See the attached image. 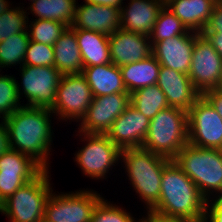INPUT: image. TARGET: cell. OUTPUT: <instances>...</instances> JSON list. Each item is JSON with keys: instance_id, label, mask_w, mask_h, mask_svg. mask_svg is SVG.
I'll list each match as a JSON object with an SVG mask.
<instances>
[{"instance_id": "obj_38", "label": "cell", "mask_w": 222, "mask_h": 222, "mask_svg": "<svg viewBox=\"0 0 222 222\" xmlns=\"http://www.w3.org/2000/svg\"><path fill=\"white\" fill-rule=\"evenodd\" d=\"M202 96L210 103L222 118V92L217 89L205 91Z\"/></svg>"}, {"instance_id": "obj_39", "label": "cell", "mask_w": 222, "mask_h": 222, "mask_svg": "<svg viewBox=\"0 0 222 222\" xmlns=\"http://www.w3.org/2000/svg\"><path fill=\"white\" fill-rule=\"evenodd\" d=\"M222 58V33H202Z\"/></svg>"}, {"instance_id": "obj_12", "label": "cell", "mask_w": 222, "mask_h": 222, "mask_svg": "<svg viewBox=\"0 0 222 222\" xmlns=\"http://www.w3.org/2000/svg\"><path fill=\"white\" fill-rule=\"evenodd\" d=\"M194 88L202 95L216 89L222 75V58L207 38L200 33L195 41L188 73Z\"/></svg>"}, {"instance_id": "obj_32", "label": "cell", "mask_w": 222, "mask_h": 222, "mask_svg": "<svg viewBox=\"0 0 222 222\" xmlns=\"http://www.w3.org/2000/svg\"><path fill=\"white\" fill-rule=\"evenodd\" d=\"M17 80L13 76L0 74V118L5 119L21 106L17 90ZM20 101V102H19ZM2 115V116H1Z\"/></svg>"}, {"instance_id": "obj_37", "label": "cell", "mask_w": 222, "mask_h": 222, "mask_svg": "<svg viewBox=\"0 0 222 222\" xmlns=\"http://www.w3.org/2000/svg\"><path fill=\"white\" fill-rule=\"evenodd\" d=\"M202 33H222V0H219L212 11Z\"/></svg>"}, {"instance_id": "obj_21", "label": "cell", "mask_w": 222, "mask_h": 222, "mask_svg": "<svg viewBox=\"0 0 222 222\" xmlns=\"http://www.w3.org/2000/svg\"><path fill=\"white\" fill-rule=\"evenodd\" d=\"M85 76L93 97L127 92L120 67L113 63L84 67Z\"/></svg>"}, {"instance_id": "obj_41", "label": "cell", "mask_w": 222, "mask_h": 222, "mask_svg": "<svg viewBox=\"0 0 222 222\" xmlns=\"http://www.w3.org/2000/svg\"><path fill=\"white\" fill-rule=\"evenodd\" d=\"M84 2L110 6H121L124 4L123 0H84Z\"/></svg>"}, {"instance_id": "obj_31", "label": "cell", "mask_w": 222, "mask_h": 222, "mask_svg": "<svg viewBox=\"0 0 222 222\" xmlns=\"http://www.w3.org/2000/svg\"><path fill=\"white\" fill-rule=\"evenodd\" d=\"M27 13L25 9L19 6L14 8L9 7L8 10L0 15V42L14 34L27 31L29 22V13Z\"/></svg>"}, {"instance_id": "obj_19", "label": "cell", "mask_w": 222, "mask_h": 222, "mask_svg": "<svg viewBox=\"0 0 222 222\" xmlns=\"http://www.w3.org/2000/svg\"><path fill=\"white\" fill-rule=\"evenodd\" d=\"M164 5L165 0H130L120 6V29L150 37Z\"/></svg>"}, {"instance_id": "obj_16", "label": "cell", "mask_w": 222, "mask_h": 222, "mask_svg": "<svg viewBox=\"0 0 222 222\" xmlns=\"http://www.w3.org/2000/svg\"><path fill=\"white\" fill-rule=\"evenodd\" d=\"M76 5L73 29L111 35L120 29V6L87 3Z\"/></svg>"}, {"instance_id": "obj_22", "label": "cell", "mask_w": 222, "mask_h": 222, "mask_svg": "<svg viewBox=\"0 0 222 222\" xmlns=\"http://www.w3.org/2000/svg\"><path fill=\"white\" fill-rule=\"evenodd\" d=\"M54 67L63 75L83 72V61L75 29L67 27L53 45Z\"/></svg>"}, {"instance_id": "obj_30", "label": "cell", "mask_w": 222, "mask_h": 222, "mask_svg": "<svg viewBox=\"0 0 222 222\" xmlns=\"http://www.w3.org/2000/svg\"><path fill=\"white\" fill-rule=\"evenodd\" d=\"M30 22V25L27 26L30 41L51 46L54 45L56 40L67 28L64 23L55 20L35 19Z\"/></svg>"}, {"instance_id": "obj_28", "label": "cell", "mask_w": 222, "mask_h": 222, "mask_svg": "<svg viewBox=\"0 0 222 222\" xmlns=\"http://www.w3.org/2000/svg\"><path fill=\"white\" fill-rule=\"evenodd\" d=\"M29 42L27 31L14 34L0 42V72L2 68H9L17 64L23 66Z\"/></svg>"}, {"instance_id": "obj_9", "label": "cell", "mask_w": 222, "mask_h": 222, "mask_svg": "<svg viewBox=\"0 0 222 222\" xmlns=\"http://www.w3.org/2000/svg\"><path fill=\"white\" fill-rule=\"evenodd\" d=\"M103 197L93 190L51 193L44 217L50 222H90L93 211Z\"/></svg>"}, {"instance_id": "obj_14", "label": "cell", "mask_w": 222, "mask_h": 222, "mask_svg": "<svg viewBox=\"0 0 222 222\" xmlns=\"http://www.w3.org/2000/svg\"><path fill=\"white\" fill-rule=\"evenodd\" d=\"M149 125L150 119L129 105L105 135L120 150L142 147Z\"/></svg>"}, {"instance_id": "obj_5", "label": "cell", "mask_w": 222, "mask_h": 222, "mask_svg": "<svg viewBox=\"0 0 222 222\" xmlns=\"http://www.w3.org/2000/svg\"><path fill=\"white\" fill-rule=\"evenodd\" d=\"M187 143V112L169 106L150 120L142 147L172 160Z\"/></svg>"}, {"instance_id": "obj_10", "label": "cell", "mask_w": 222, "mask_h": 222, "mask_svg": "<svg viewBox=\"0 0 222 222\" xmlns=\"http://www.w3.org/2000/svg\"><path fill=\"white\" fill-rule=\"evenodd\" d=\"M93 95L85 76L65 74L56 91V99L50 110L58 119L80 122L90 106Z\"/></svg>"}, {"instance_id": "obj_23", "label": "cell", "mask_w": 222, "mask_h": 222, "mask_svg": "<svg viewBox=\"0 0 222 222\" xmlns=\"http://www.w3.org/2000/svg\"><path fill=\"white\" fill-rule=\"evenodd\" d=\"M75 35L84 67L112 63L109 36L83 29H75Z\"/></svg>"}, {"instance_id": "obj_42", "label": "cell", "mask_w": 222, "mask_h": 222, "mask_svg": "<svg viewBox=\"0 0 222 222\" xmlns=\"http://www.w3.org/2000/svg\"><path fill=\"white\" fill-rule=\"evenodd\" d=\"M146 218L150 221V222H193V221H189V220H175V219H166V218H162L156 215H150L147 214Z\"/></svg>"}, {"instance_id": "obj_45", "label": "cell", "mask_w": 222, "mask_h": 222, "mask_svg": "<svg viewBox=\"0 0 222 222\" xmlns=\"http://www.w3.org/2000/svg\"><path fill=\"white\" fill-rule=\"evenodd\" d=\"M3 204H4V201L0 197V213L2 212Z\"/></svg>"}, {"instance_id": "obj_26", "label": "cell", "mask_w": 222, "mask_h": 222, "mask_svg": "<svg viewBox=\"0 0 222 222\" xmlns=\"http://www.w3.org/2000/svg\"><path fill=\"white\" fill-rule=\"evenodd\" d=\"M130 105L150 120L159 111L169 107L165 94L155 84L136 90L130 94Z\"/></svg>"}, {"instance_id": "obj_47", "label": "cell", "mask_w": 222, "mask_h": 222, "mask_svg": "<svg viewBox=\"0 0 222 222\" xmlns=\"http://www.w3.org/2000/svg\"><path fill=\"white\" fill-rule=\"evenodd\" d=\"M36 222H50V221L47 220L45 217H43V218H41L40 220H38Z\"/></svg>"}, {"instance_id": "obj_27", "label": "cell", "mask_w": 222, "mask_h": 222, "mask_svg": "<svg viewBox=\"0 0 222 222\" xmlns=\"http://www.w3.org/2000/svg\"><path fill=\"white\" fill-rule=\"evenodd\" d=\"M44 169L31 157L8 148L0 155V174L39 175Z\"/></svg>"}, {"instance_id": "obj_34", "label": "cell", "mask_w": 222, "mask_h": 222, "mask_svg": "<svg viewBox=\"0 0 222 222\" xmlns=\"http://www.w3.org/2000/svg\"><path fill=\"white\" fill-rule=\"evenodd\" d=\"M23 65L54 66L53 46L30 41L25 53Z\"/></svg>"}, {"instance_id": "obj_43", "label": "cell", "mask_w": 222, "mask_h": 222, "mask_svg": "<svg viewBox=\"0 0 222 222\" xmlns=\"http://www.w3.org/2000/svg\"><path fill=\"white\" fill-rule=\"evenodd\" d=\"M9 3L10 2L7 0H0V15L9 9V7H10Z\"/></svg>"}, {"instance_id": "obj_11", "label": "cell", "mask_w": 222, "mask_h": 222, "mask_svg": "<svg viewBox=\"0 0 222 222\" xmlns=\"http://www.w3.org/2000/svg\"><path fill=\"white\" fill-rule=\"evenodd\" d=\"M188 143L209 149H222V118L201 95L187 112Z\"/></svg>"}, {"instance_id": "obj_6", "label": "cell", "mask_w": 222, "mask_h": 222, "mask_svg": "<svg viewBox=\"0 0 222 222\" xmlns=\"http://www.w3.org/2000/svg\"><path fill=\"white\" fill-rule=\"evenodd\" d=\"M49 171L21 186L3 204V213L9 222H36L44 217L46 202L52 193Z\"/></svg>"}, {"instance_id": "obj_35", "label": "cell", "mask_w": 222, "mask_h": 222, "mask_svg": "<svg viewBox=\"0 0 222 222\" xmlns=\"http://www.w3.org/2000/svg\"><path fill=\"white\" fill-rule=\"evenodd\" d=\"M38 175H9L0 174V197L5 201L21 186L31 181Z\"/></svg>"}, {"instance_id": "obj_24", "label": "cell", "mask_w": 222, "mask_h": 222, "mask_svg": "<svg viewBox=\"0 0 222 222\" xmlns=\"http://www.w3.org/2000/svg\"><path fill=\"white\" fill-rule=\"evenodd\" d=\"M160 66L153 55L144 60L120 66L127 92L131 94L143 87L155 85L159 76Z\"/></svg>"}, {"instance_id": "obj_4", "label": "cell", "mask_w": 222, "mask_h": 222, "mask_svg": "<svg viewBox=\"0 0 222 222\" xmlns=\"http://www.w3.org/2000/svg\"><path fill=\"white\" fill-rule=\"evenodd\" d=\"M172 160L207 201L211 195L222 193V149L199 148L187 143Z\"/></svg>"}, {"instance_id": "obj_29", "label": "cell", "mask_w": 222, "mask_h": 222, "mask_svg": "<svg viewBox=\"0 0 222 222\" xmlns=\"http://www.w3.org/2000/svg\"><path fill=\"white\" fill-rule=\"evenodd\" d=\"M188 31L181 20L164 5L158 14L153 32L150 35L151 45L153 46L156 42L177 35L186 34Z\"/></svg>"}, {"instance_id": "obj_2", "label": "cell", "mask_w": 222, "mask_h": 222, "mask_svg": "<svg viewBox=\"0 0 222 222\" xmlns=\"http://www.w3.org/2000/svg\"><path fill=\"white\" fill-rule=\"evenodd\" d=\"M206 202L196 184L171 160L162 172L159 201L147 214L204 222Z\"/></svg>"}, {"instance_id": "obj_33", "label": "cell", "mask_w": 222, "mask_h": 222, "mask_svg": "<svg viewBox=\"0 0 222 222\" xmlns=\"http://www.w3.org/2000/svg\"><path fill=\"white\" fill-rule=\"evenodd\" d=\"M90 222H137L131 213L102 198L95 207Z\"/></svg>"}, {"instance_id": "obj_18", "label": "cell", "mask_w": 222, "mask_h": 222, "mask_svg": "<svg viewBox=\"0 0 222 222\" xmlns=\"http://www.w3.org/2000/svg\"><path fill=\"white\" fill-rule=\"evenodd\" d=\"M109 48L111 61L118 67L152 55L150 37L122 29L109 35Z\"/></svg>"}, {"instance_id": "obj_17", "label": "cell", "mask_w": 222, "mask_h": 222, "mask_svg": "<svg viewBox=\"0 0 222 222\" xmlns=\"http://www.w3.org/2000/svg\"><path fill=\"white\" fill-rule=\"evenodd\" d=\"M156 85L165 94L167 103L171 107L186 112L194 106L201 94L194 88L188 74L160 66Z\"/></svg>"}, {"instance_id": "obj_15", "label": "cell", "mask_w": 222, "mask_h": 222, "mask_svg": "<svg viewBox=\"0 0 222 222\" xmlns=\"http://www.w3.org/2000/svg\"><path fill=\"white\" fill-rule=\"evenodd\" d=\"M200 33L188 31L152 46V55L159 64L173 70L188 74L191 67L194 41Z\"/></svg>"}, {"instance_id": "obj_36", "label": "cell", "mask_w": 222, "mask_h": 222, "mask_svg": "<svg viewBox=\"0 0 222 222\" xmlns=\"http://www.w3.org/2000/svg\"><path fill=\"white\" fill-rule=\"evenodd\" d=\"M214 197L206 202L204 222H222V193Z\"/></svg>"}, {"instance_id": "obj_46", "label": "cell", "mask_w": 222, "mask_h": 222, "mask_svg": "<svg viewBox=\"0 0 222 222\" xmlns=\"http://www.w3.org/2000/svg\"><path fill=\"white\" fill-rule=\"evenodd\" d=\"M139 221L137 222H150L146 217H142V219H138Z\"/></svg>"}, {"instance_id": "obj_7", "label": "cell", "mask_w": 222, "mask_h": 222, "mask_svg": "<svg viewBox=\"0 0 222 222\" xmlns=\"http://www.w3.org/2000/svg\"><path fill=\"white\" fill-rule=\"evenodd\" d=\"M79 134L86 144L74 154L76 163L85 176L94 180L104 179L111 167L119 162L121 150L105 134H86L80 131Z\"/></svg>"}, {"instance_id": "obj_40", "label": "cell", "mask_w": 222, "mask_h": 222, "mask_svg": "<svg viewBox=\"0 0 222 222\" xmlns=\"http://www.w3.org/2000/svg\"><path fill=\"white\" fill-rule=\"evenodd\" d=\"M9 148L8 144V132L5 120L0 122V155Z\"/></svg>"}, {"instance_id": "obj_13", "label": "cell", "mask_w": 222, "mask_h": 222, "mask_svg": "<svg viewBox=\"0 0 222 222\" xmlns=\"http://www.w3.org/2000/svg\"><path fill=\"white\" fill-rule=\"evenodd\" d=\"M129 105V92L93 97L78 131L86 134H106Z\"/></svg>"}, {"instance_id": "obj_20", "label": "cell", "mask_w": 222, "mask_h": 222, "mask_svg": "<svg viewBox=\"0 0 222 222\" xmlns=\"http://www.w3.org/2000/svg\"><path fill=\"white\" fill-rule=\"evenodd\" d=\"M219 0H165V6L189 31L202 33Z\"/></svg>"}, {"instance_id": "obj_25", "label": "cell", "mask_w": 222, "mask_h": 222, "mask_svg": "<svg viewBox=\"0 0 222 222\" xmlns=\"http://www.w3.org/2000/svg\"><path fill=\"white\" fill-rule=\"evenodd\" d=\"M76 0H34L28 10L36 19L55 20L71 27L75 18Z\"/></svg>"}, {"instance_id": "obj_44", "label": "cell", "mask_w": 222, "mask_h": 222, "mask_svg": "<svg viewBox=\"0 0 222 222\" xmlns=\"http://www.w3.org/2000/svg\"><path fill=\"white\" fill-rule=\"evenodd\" d=\"M216 89H217L218 91L222 92V75H221V78H220V80H219V84H218V86L216 87Z\"/></svg>"}, {"instance_id": "obj_3", "label": "cell", "mask_w": 222, "mask_h": 222, "mask_svg": "<svg viewBox=\"0 0 222 222\" xmlns=\"http://www.w3.org/2000/svg\"><path fill=\"white\" fill-rule=\"evenodd\" d=\"M121 159L130 185L139 194L149 212L159 201L162 172L171 159L143 147L121 150L120 161Z\"/></svg>"}, {"instance_id": "obj_8", "label": "cell", "mask_w": 222, "mask_h": 222, "mask_svg": "<svg viewBox=\"0 0 222 222\" xmlns=\"http://www.w3.org/2000/svg\"><path fill=\"white\" fill-rule=\"evenodd\" d=\"M22 78V91L17 82L20 95H25L28 100L25 106L51 108L56 99V91L63 74L54 66H29L20 67Z\"/></svg>"}, {"instance_id": "obj_1", "label": "cell", "mask_w": 222, "mask_h": 222, "mask_svg": "<svg viewBox=\"0 0 222 222\" xmlns=\"http://www.w3.org/2000/svg\"><path fill=\"white\" fill-rule=\"evenodd\" d=\"M52 114L49 108L23 105L4 119L9 148L31 157L44 170H49L50 164Z\"/></svg>"}]
</instances>
